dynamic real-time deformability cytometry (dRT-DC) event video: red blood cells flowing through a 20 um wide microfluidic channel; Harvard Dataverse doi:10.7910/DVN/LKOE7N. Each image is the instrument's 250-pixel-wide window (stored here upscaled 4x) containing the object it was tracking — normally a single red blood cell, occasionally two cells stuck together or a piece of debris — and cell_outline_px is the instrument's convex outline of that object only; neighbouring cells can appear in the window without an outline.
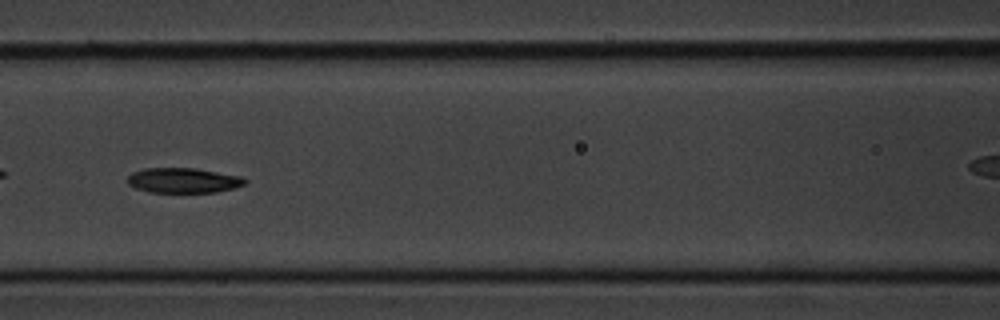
{"species": "common noctule bat (a hibernating species)", "species_latin": "Nyctalus noctula", "temperature_condition": "cold", "stored_images_in_passage": 12, "camera_frame_rate_fps": 3000, "um_per_image_px": 0.085, "animal": {"sex": "male", "body_mass_g": 20.1, "forearm_length_mm": 53.5}, "frame": {"image": 1, "passage_image": 3, "time_ms": 2.333, "image_size_px": [1000, 320], "cell_outline_px": [[248, 180], [244, 184], [236, 188], [216, 192], [148, 192], [136, 188], [128, 184], [128, 176], [132, 172], [144, 168], [196, 168], [240, 176]], "centroid_in_image_um": [15.58, 15.33], "position_along_channel_um": 151.0, "area_um2": 17.17}}
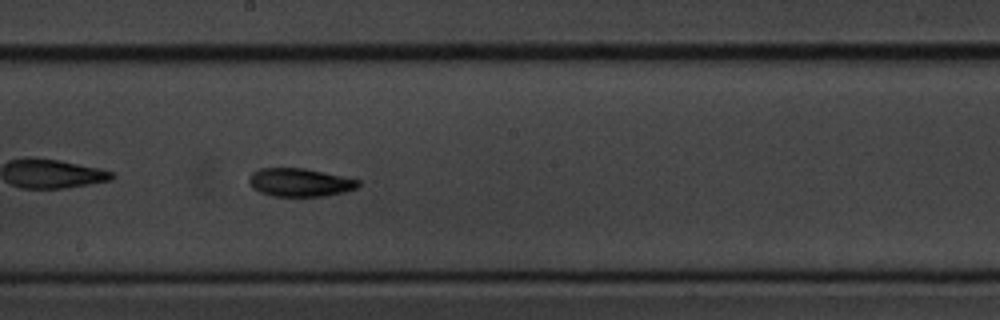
{"frame": {"image": 2, "passage_image": 5, "time_ms": 4.333, "image_size_px": [1000, 320], "cell_outline_px": [[360, 184], [356, 188], [344, 192], [324, 196], [272, 196], [260, 192], [252, 188], [248, 180], [252, 172], [260, 168], [304, 168], [324, 172], [360, 180]], "centroid_in_image_um": [25.47, 15.5], "position_along_channel_um": 222.7, "area_um2": 17.98}}
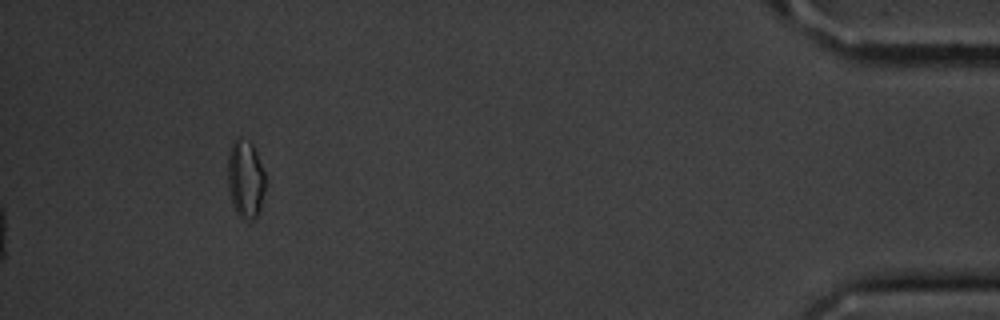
{"frame": {"image": 3, "passage_image": 12, "time_ms": 13.333, "image_size_px": [1000, 320], "cell_outline_px": [[264, 192], [260, 208], [256, 216], [252, 220], [240, 220], [232, 204], [228, 184], [228, 152], [232, 140], [240, 136], [252, 144], [256, 152], [264, 172]], "centroid_in_image_um": [20.84, 15.21], "position_along_channel_um": 414.4, "area_um2": 17.17}}